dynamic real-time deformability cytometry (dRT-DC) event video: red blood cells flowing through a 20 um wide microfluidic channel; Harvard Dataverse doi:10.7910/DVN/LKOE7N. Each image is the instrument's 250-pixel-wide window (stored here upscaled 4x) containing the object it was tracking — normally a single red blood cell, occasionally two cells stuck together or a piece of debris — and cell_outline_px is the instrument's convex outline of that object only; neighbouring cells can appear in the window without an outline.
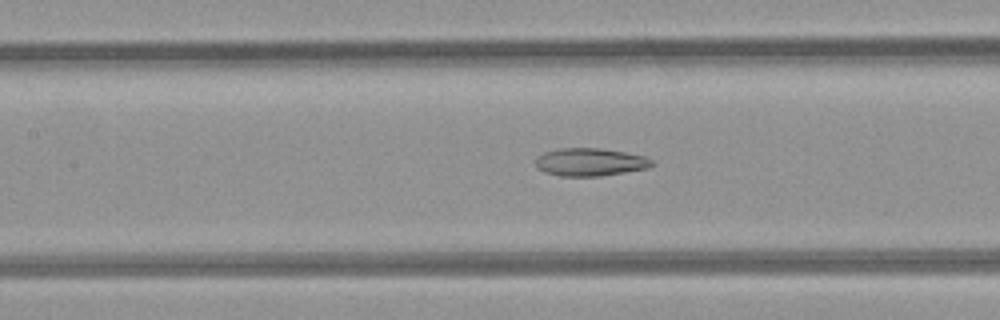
{"species": "common noctule bat (a hibernating species)", "species_latin": "Nyctalus noctula", "temperature_condition": "room temperature", "stored_images_in_passage": 44, "camera_frame_rate_fps": 3000, "um_per_image_px": 0.085, "animal": {"sex": "female", "body_mass_g": 21.9}, "frame": {"image": 1, "passage_image": 23, "time_ms": 7.333, "image_size_px": [1000, 320], "cell_outline_px": [[656, 164], [648, 168], [600, 176], [560, 176], [544, 172], [536, 168], [536, 156], [544, 152], [560, 148], [600, 148], [624, 152], [644, 156], [652, 160]], "centroid_in_image_um": [50.14, 13.77], "position_along_channel_um": 157.3, "area_um2": 18.96}}
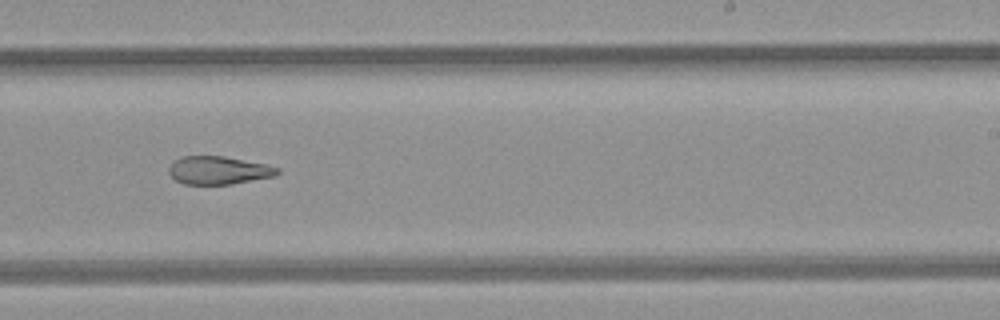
{"frame": {"image": 2, "passage_image": 31, "time_ms": 10.0, "image_size_px": [1000, 320], "cell_outline_px": [[280, 172], [276, 176], [232, 184], [184, 184], [176, 180], [168, 172], [168, 168], [180, 156], [224, 156], [264, 164], [280, 168]], "centroid_in_image_um": [18.59, 14.48], "position_along_channel_um": 270.4, "area_um2": 17.69}}
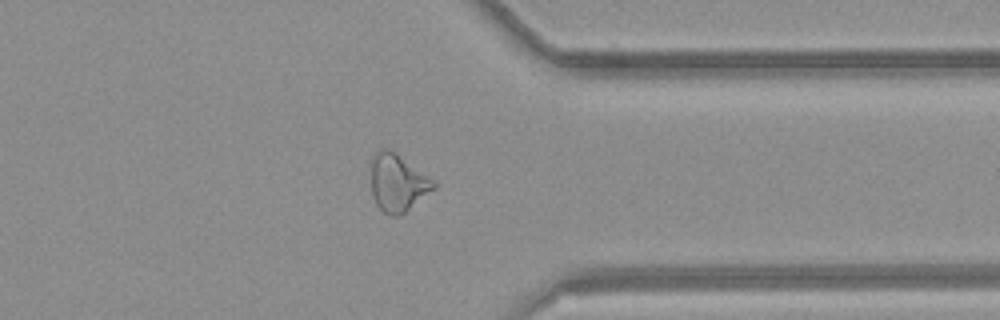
{"frame": {"image": 3, "passage_image": 39, "time_ms": 12.667, "image_size_px": [1000, 320], "cell_outline_px": [[436, 188], [400, 216], [392, 216], [384, 212], [376, 204], [372, 196], [372, 156], [380, 148], [388, 148], [396, 152], [436, 180]], "centroid_in_image_um": [33.83, 15.52], "position_along_channel_um": 377.6, "area_um2": 21.21}}